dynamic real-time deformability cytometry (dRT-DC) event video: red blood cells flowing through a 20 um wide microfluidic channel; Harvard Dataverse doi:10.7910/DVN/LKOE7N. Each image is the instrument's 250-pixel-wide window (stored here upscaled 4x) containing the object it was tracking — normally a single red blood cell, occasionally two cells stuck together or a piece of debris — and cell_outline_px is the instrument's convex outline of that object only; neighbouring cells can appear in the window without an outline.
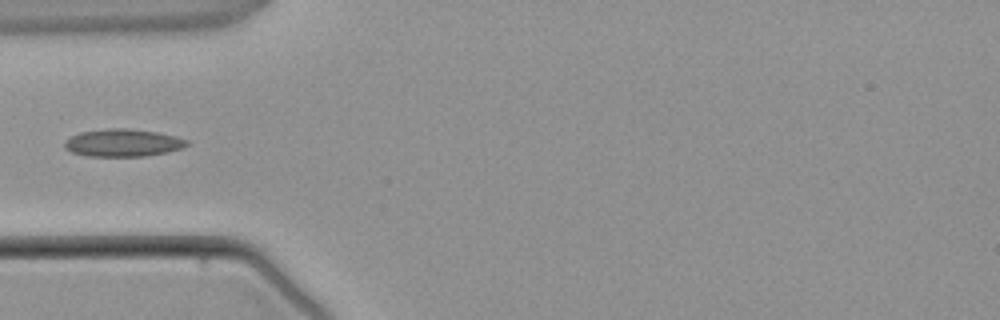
{"species": "common noctule bat (a hibernating species)", "species_latin": "Nyctalus noctula", "temperature_condition": "warm", "stored_images_in_passage": 3, "camera_frame_rate_fps": 3000, "um_per_image_px": 0.085, "animal": {"sex": "male", "body_mass_g": 21.5, "forearm_length_mm": 52.0}, "frame": {"image": 1, "passage_image": 3, "time_ms": 2.333, "image_size_px": [1000, 320], "cell_outline_px": [[188, 144], [184, 148], [168, 152], [148, 156], [88, 156], [72, 152], [64, 148], [64, 144], [72, 136], [80, 132], [108, 128], [124, 128], [156, 132], [176, 136], [188, 140]], "centroid_in_image_um": [10.48, 12.14], "position_along_channel_um": 74.5, "area_um2": 19.59}}